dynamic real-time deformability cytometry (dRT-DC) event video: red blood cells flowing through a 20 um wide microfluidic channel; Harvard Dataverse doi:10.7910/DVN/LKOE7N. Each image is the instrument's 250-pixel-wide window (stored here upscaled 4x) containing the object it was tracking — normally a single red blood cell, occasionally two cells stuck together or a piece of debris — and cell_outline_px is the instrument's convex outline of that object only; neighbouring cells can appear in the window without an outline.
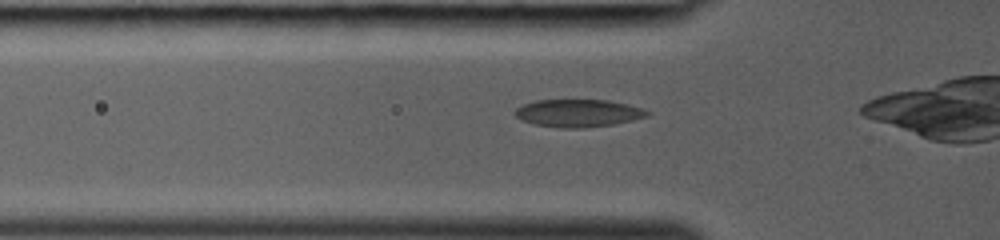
{"species": "common noctule bat (a hibernating species)", "species_latin": "Nyctalus noctula", "temperature_condition": "room temperature", "stored_images_in_passage": 22, "camera_frame_rate_fps": 3000, "um_per_image_px": 0.085, "animal": {"sex": "female", "body_mass_g": 19.0, "forearm_length_mm": 53.3}, "frame": {"image": 1, "passage_image": 3, "time_ms": 0.667, "image_size_px": [1000, 240], "cell_outline_px": [[652, 112], [648, 116], [632, 120], [612, 124], [584, 128], [560, 128], [532, 124], [520, 120], [512, 112], [516, 108], [524, 104], [536, 100], [608, 100], [628, 104]], "centroid_in_image_um": [49.11, 9.62], "position_along_channel_um": 76.7, "area_um2": 21.39}}
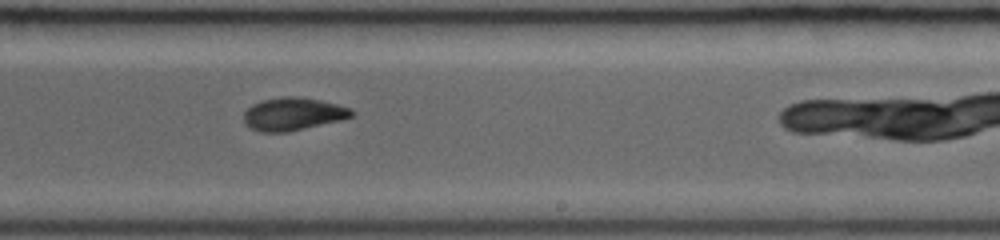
{"frame": {"image": 2, "passage_image": 14, "time_ms": 4.333, "image_size_px": [1000, 240], "cell_outline_px": [[356, 112], [352, 116], [340, 120], [288, 132], [260, 132], [244, 124], [244, 112], [252, 104], [264, 100], [284, 96], [296, 96], [320, 100], [352, 108]], "centroid_in_image_um": [24.91, 9.69], "position_along_channel_um": 264.1, "area_um2": 20.58}}
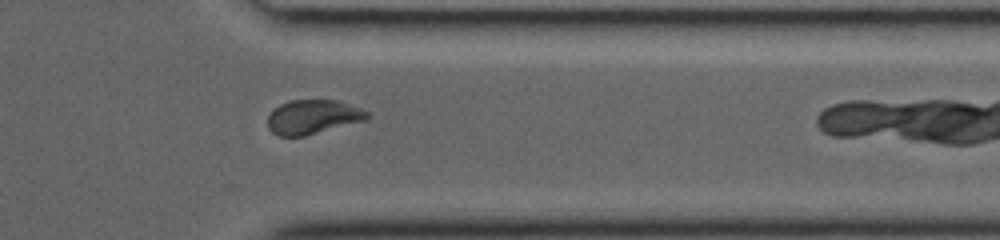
{"frame": {"image": 3, "passage_image": 21, "time_ms": 6.667, "image_size_px": [1000, 240], "cell_outline_px": [[372, 116], [364, 120], [304, 136], [280, 136], [272, 132], [268, 128], [268, 116], [280, 104], [288, 100], [336, 100], [360, 108], [368, 112]], "centroid_in_image_um": [26.58, 9.93], "position_along_channel_um": 384.8, "area_um2": 19.59}}